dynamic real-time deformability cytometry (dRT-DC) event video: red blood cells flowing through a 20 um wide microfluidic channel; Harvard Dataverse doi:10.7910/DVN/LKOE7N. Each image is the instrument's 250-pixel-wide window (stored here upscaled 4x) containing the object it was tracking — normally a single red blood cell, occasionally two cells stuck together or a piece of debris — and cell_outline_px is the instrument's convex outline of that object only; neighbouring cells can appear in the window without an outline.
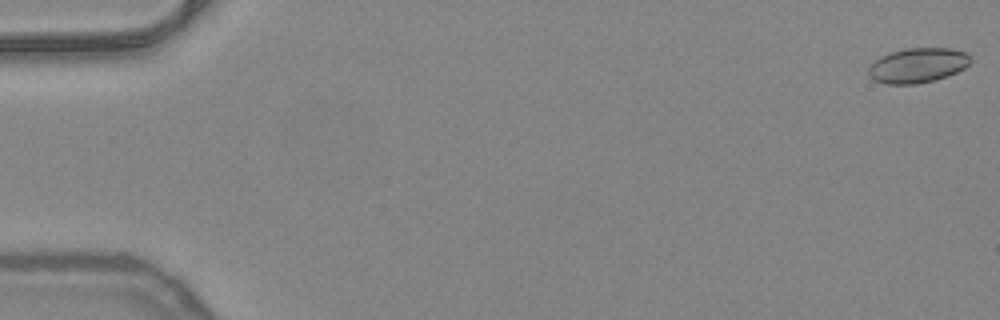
{"species": "common noctule bat (a hibernating species)", "species_latin": "Nyctalus noctula", "temperature_condition": "warm", "stored_images_in_passage": 22, "camera_frame_rate_fps": 3000, "um_per_image_px": 0.085, "animal": {"sex": "female", "body_mass_g": 24.6, "forearm_length_mm": 56.2}, "frame": {"image": 1, "passage_image": 1, "time_ms": 0.0, "image_size_px": [1000, 320], "cell_outline_px": [[972, 60], [964, 68], [948, 76], [936, 80], [916, 84], [884, 84], [872, 80], [868, 76], [868, 68], [880, 56], [888, 52], [904, 48], [952, 48], [964, 52], [972, 56]], "centroid_in_image_um": [77.99, 5.56], "position_along_channel_um": 7.0, "area_um2": 21.04}}
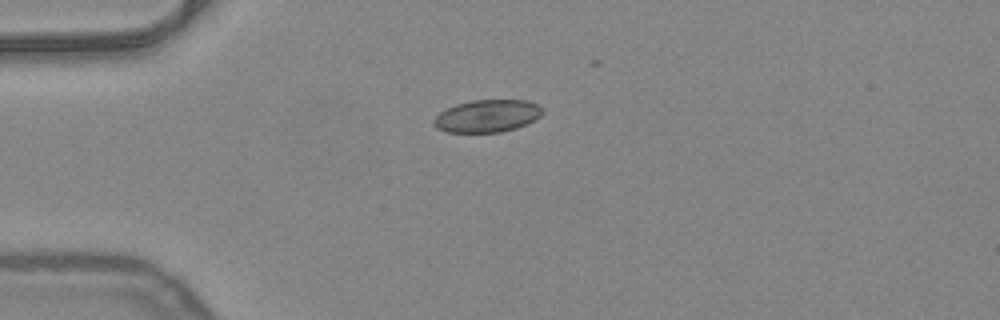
{"frame": {"image": 2, "passage_image": 14, "time_ms": 4.333, "image_size_px": [1000, 320], "cell_outline_px": [[544, 112], [536, 120], [528, 124], [516, 128], [500, 132], [448, 132], [436, 128], [432, 124], [432, 120], [440, 112], [456, 104], [472, 100], [528, 100], [536, 104]], "centroid_in_image_um": [41.41, 9.86], "position_along_channel_um": 43.6, "area_um2": 20.63}}
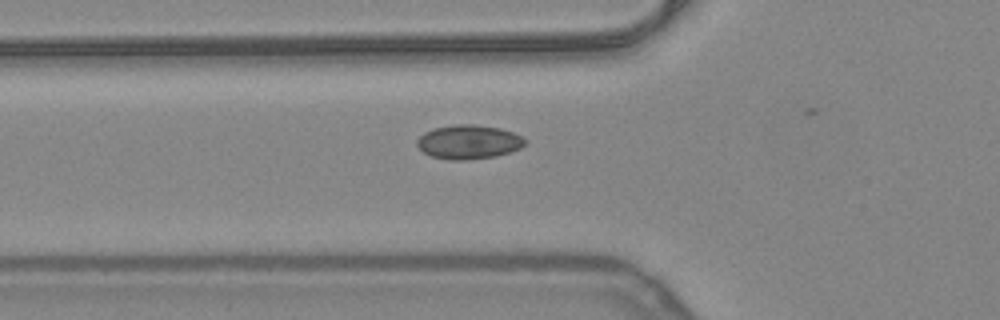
{"frame": {"image": 3, "passage_image": 19, "time_ms": 6.0, "image_size_px": [1000, 320], "cell_outline_px": [[528, 140], [520, 148], [496, 156], [464, 160], [448, 160], [432, 156], [424, 152], [416, 144], [416, 140], [424, 132], [432, 128], [456, 124], [472, 124], [500, 128], [524, 136]], "centroid_in_image_um": [39.83, 12.06], "position_along_channel_um": 86.0, "area_um2": 21.5}}